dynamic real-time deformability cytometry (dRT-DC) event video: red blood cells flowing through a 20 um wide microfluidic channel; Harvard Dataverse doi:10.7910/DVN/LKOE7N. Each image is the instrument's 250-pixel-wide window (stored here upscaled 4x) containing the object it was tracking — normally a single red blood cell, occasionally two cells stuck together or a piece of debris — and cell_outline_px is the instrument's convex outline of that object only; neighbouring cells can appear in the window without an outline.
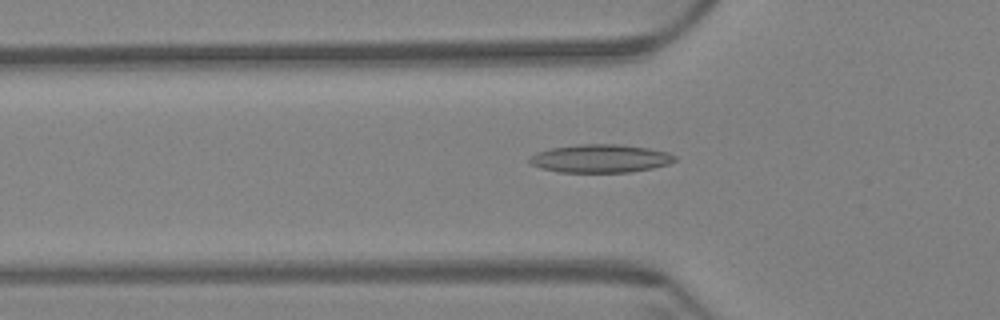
{"species": "Egyptian fruit bat (a non-hibernating species)", "species_latin": "Rousettus aegyptiacus", "temperature_condition": "warm", "stored_images_in_passage": 54, "camera_frame_rate_fps": 3000, "um_per_image_px": 0.085, "animal": {"sex": "female"}, "frame": {"image": 1, "passage_image": 14, "time_ms": 4.333, "image_size_px": [1000, 320], "cell_outline_px": [[676, 160], [668, 164], [652, 168], [628, 172], [560, 172], [540, 168], [532, 164], [528, 160], [536, 152], [548, 148], [580, 144], [616, 144], [648, 148], [668, 152], [676, 156]], "centroid_in_image_um": [51.02, 13.47], "position_along_channel_um": 74.8, "area_um2": 23.81}}
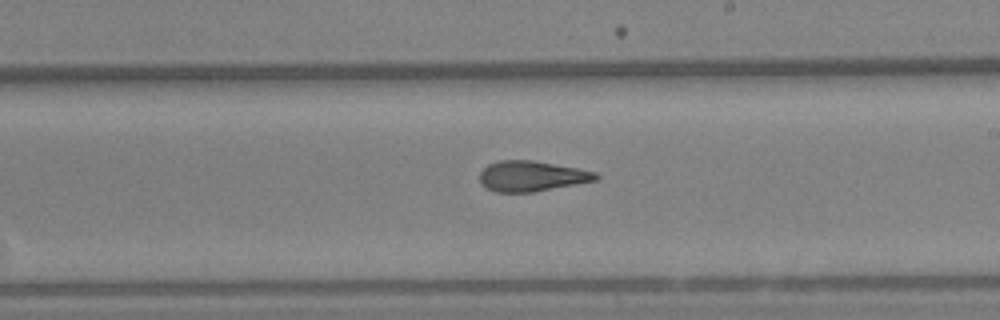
{"frame": {"image": 2, "passage_image": 29, "time_ms": 9.333, "image_size_px": [1000, 320], "cell_outline_px": [[600, 176], [596, 180], [576, 184], [532, 192], [496, 192], [480, 184], [480, 172], [488, 164], [500, 160], [532, 160], [576, 168], [596, 172]], "centroid_in_image_um": [45.17, 14.97], "position_along_channel_um": 243.8, "area_um2": 20.4}}
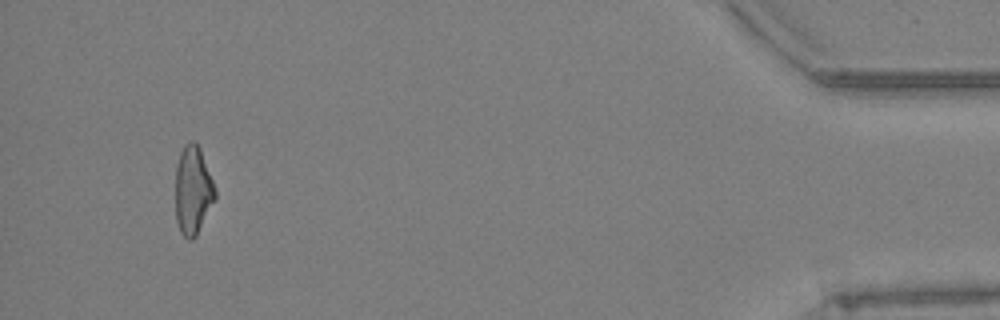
{"frame": {"image": 3, "passage_image": 51, "time_ms": 16.667, "image_size_px": [1000, 320], "cell_outline_px": [[216, 200], [196, 236], [192, 240], [188, 240], [180, 232], [176, 220], [176, 164], [180, 152], [184, 144], [192, 140], [200, 148], [212, 180], [216, 192]], "centroid_in_image_um": [16.4, 16.2], "position_along_channel_um": 418.8, "area_um2": 20.52}, "authors_computed_cell_mechanics": {"area_um2": 21.0681, "velocity_mm_per_s": 3.3879, "shape_relaxation_time_tau1_ms": 10.4878, "shape_relaxation_time_tau2_ms": 2.3675, "deformation_change_tau1": 0.2495, "deformation_change_tau2": 0.116}}